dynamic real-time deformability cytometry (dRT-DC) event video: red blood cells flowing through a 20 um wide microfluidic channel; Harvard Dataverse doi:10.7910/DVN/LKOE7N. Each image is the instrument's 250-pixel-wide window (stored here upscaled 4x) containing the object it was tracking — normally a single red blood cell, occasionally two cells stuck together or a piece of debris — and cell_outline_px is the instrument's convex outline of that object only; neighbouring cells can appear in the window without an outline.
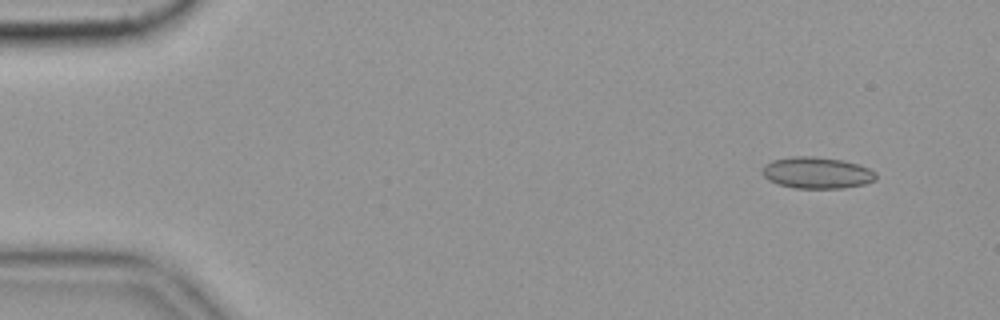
{"species": "common noctule bat (a hibernating species)", "species_latin": "Nyctalus noctula", "temperature_condition": "cold", "stored_images_in_passage": 56, "camera_frame_rate_fps": 3000, "um_per_image_px": 0.085, "animal": {"sex": "female", "body_mass_g": 19.9}, "frame": {"image": 1, "passage_image": 4, "time_ms": 1.0, "image_size_px": [1000, 320], "cell_outline_px": [[876, 180], [864, 184], [844, 188], [792, 188], [776, 184], [768, 180], [760, 172], [764, 164], [772, 160], [792, 156], [812, 156], [844, 160], [868, 168], [876, 172]], "centroid_in_image_um": [69.39, 14.69], "position_along_channel_um": 15.6, "area_um2": 21.1}}
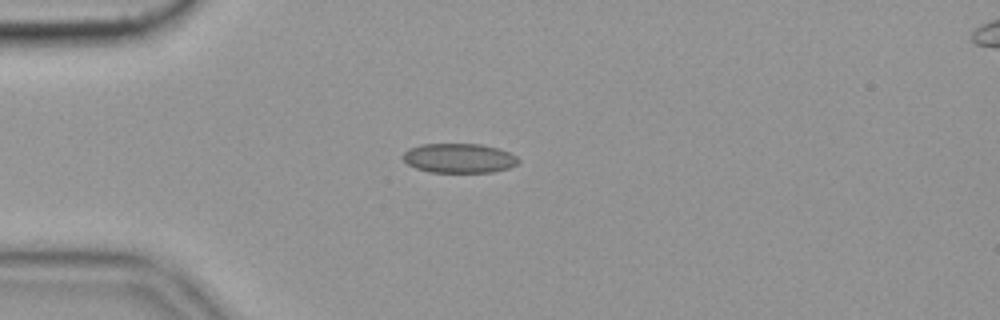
{"frame": {"image": 2, "passage_image": 14, "time_ms": 4.333, "image_size_px": [1000, 320], "cell_outline_px": [[520, 160], [516, 164], [508, 168], [492, 172], [428, 172], [416, 168], [408, 164], [400, 156], [408, 148], [420, 144], [480, 144], [500, 148], [516, 156]], "centroid_in_image_um": [38.99, 13.44], "position_along_channel_um": 46.0, "area_um2": 19.94}}
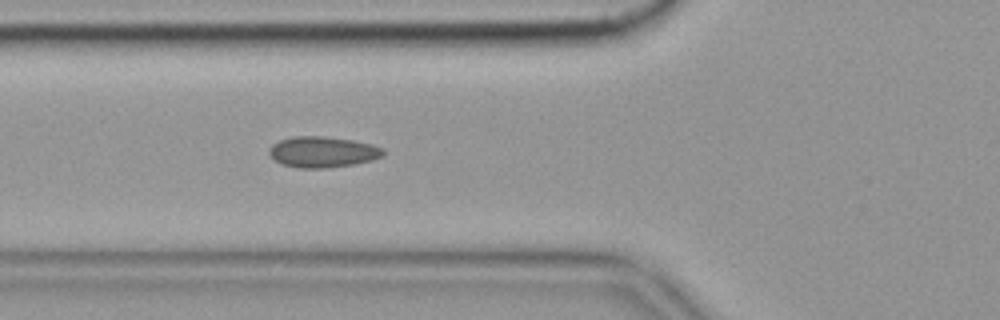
{"frame": {"image": 3, "passage_image": 20, "time_ms": 6.333, "image_size_px": [1000, 320], "cell_outline_px": [[384, 152], [380, 156], [372, 160], [352, 164], [328, 168], [296, 168], [280, 164], [268, 152], [268, 148], [272, 144], [280, 140], [292, 136], [324, 136], [352, 140], [372, 144], [384, 148]], "centroid_in_image_um": [27.39, 12.91], "position_along_channel_um": 98.4, "area_um2": 20.58}, "authors_computed_cell_mechanics": {"area_um2": 19.652, "velocity_mm_per_s": 3.5476, "shape_relaxation_time_tau1_ms": null, "shape_relaxation_time_tau2_ms": 1.8731, "deformation_change_tau1": null, "deformation_change_tau2": 0.0775}}